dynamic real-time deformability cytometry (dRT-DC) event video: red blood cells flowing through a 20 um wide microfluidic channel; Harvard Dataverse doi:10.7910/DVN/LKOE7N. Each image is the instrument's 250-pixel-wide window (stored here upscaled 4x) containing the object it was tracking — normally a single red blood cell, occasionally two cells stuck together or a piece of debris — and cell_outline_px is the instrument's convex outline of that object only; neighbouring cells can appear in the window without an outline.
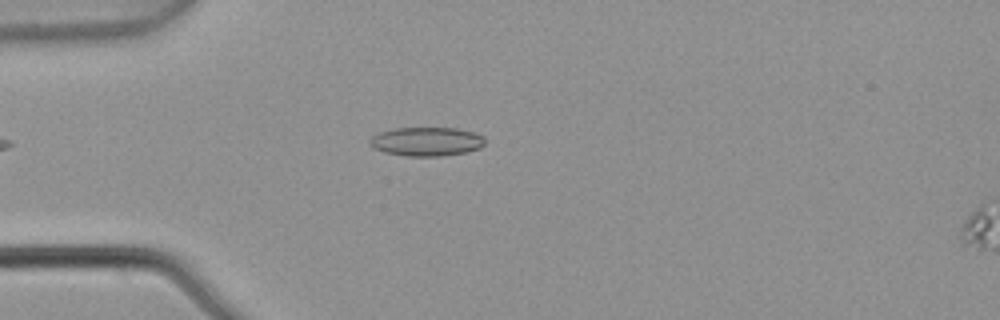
{"species": "common noctule bat (a hibernating species)", "species_latin": "Nyctalus noctula", "temperature_condition": "warm", "stored_images_in_passage": 5, "segment_of_instrument_passage": [1, 2], "camera_frame_rate_fps": 3000, "um_per_image_px": 0.085, "animal": {"sex": "male", "body_mass_g": 21.5, "forearm_length_mm": 52.0}, "frame": {"image": 1, "passage_image": 4, "time_ms": 1.0, "image_size_px": [1000, 320], "cell_outline_px": [[484, 144], [480, 148], [468, 152], [440, 156], [408, 156], [384, 152], [372, 148], [368, 144], [368, 140], [372, 136], [380, 132], [392, 128], [456, 128], [476, 132], [484, 136]], "centroid_in_image_um": [36.25, 12.03], "position_along_channel_um": 48.8, "area_um2": 19.65}}